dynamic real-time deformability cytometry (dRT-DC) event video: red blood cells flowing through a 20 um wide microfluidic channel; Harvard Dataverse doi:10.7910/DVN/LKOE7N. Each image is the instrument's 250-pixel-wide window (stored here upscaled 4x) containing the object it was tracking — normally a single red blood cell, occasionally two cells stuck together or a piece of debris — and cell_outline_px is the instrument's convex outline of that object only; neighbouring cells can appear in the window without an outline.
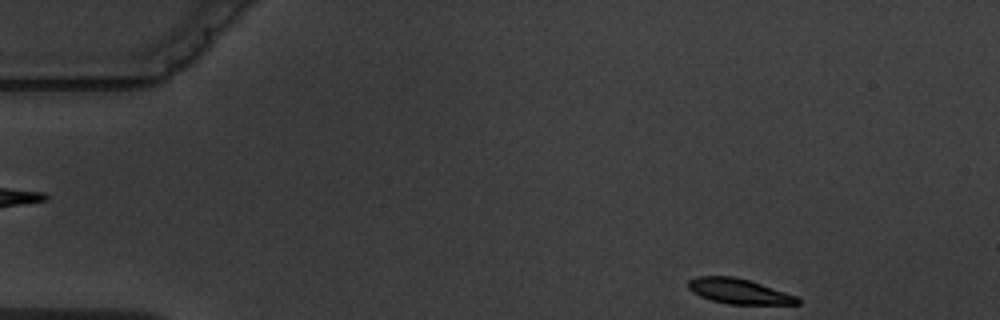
{"species": "common noctule bat (a hibernating species)", "species_latin": "Nyctalus noctula", "temperature_condition": "warm", "stored_images_in_passage": 7, "camera_frame_rate_fps": 3000, "um_per_image_px": 0.085, "animal": {"sex": "male", "body_mass_g": 19.5, "forearm_length_mm": 54.6}, "frame": {"image": 1, "passage_image": 7, "time_ms": 7.667, "image_size_px": [1000, 320], "cell_outline_px": [[800, 304], [728, 304], [712, 300], [700, 296], [692, 292], [688, 288], [688, 280], [696, 276], [732, 276], [748, 280], [796, 296], [800, 300]], "centroid_in_image_um": [62.75, 24.75], "position_along_channel_um": 22.2, "area_um2": 15.78}}